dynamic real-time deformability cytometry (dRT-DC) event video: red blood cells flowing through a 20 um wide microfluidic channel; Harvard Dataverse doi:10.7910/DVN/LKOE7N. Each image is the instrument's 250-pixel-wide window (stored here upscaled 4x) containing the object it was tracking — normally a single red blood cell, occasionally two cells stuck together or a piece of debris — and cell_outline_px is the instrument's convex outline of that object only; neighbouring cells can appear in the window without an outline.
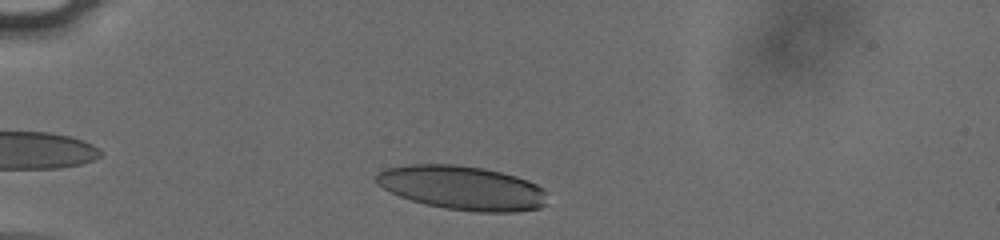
{"species": "human", "species_latin": "Homo sapiens", "temperature_condition": "cold", "stored_images_in_passage": 34, "camera_frame_rate_fps": 3000, "um_per_image_px": 0.085, "donor": {"sex": "male"}, "frame": {"image": 1, "passage_image": 3, "time_ms": 0.667, "image_size_px": [1000, 240], "cell_outline_px": [[548, 204], [540, 208], [516, 212], [476, 212], [444, 208], [424, 204], [400, 196], [376, 184], [376, 176], [384, 168], [408, 164], [456, 164], [480, 168], [500, 172], [516, 176], [528, 180], [536, 184], [548, 192]], "centroid_in_image_um": [39.34, 15.97], "position_along_channel_um": 45.7, "area_um2": 44.22}}
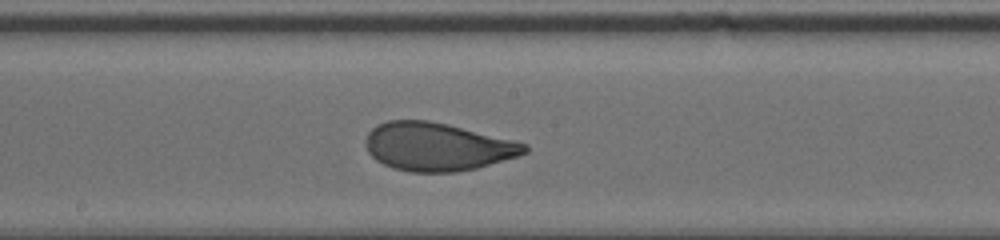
{"frame": {"image": 2, "passage_image": 19, "time_ms": 6.0, "image_size_px": [1000, 240], "cell_outline_px": [[528, 152], [516, 156], [476, 168], [456, 172], [408, 172], [392, 168], [376, 160], [368, 152], [364, 144], [364, 140], [368, 132], [376, 124], [388, 120], [428, 120], [448, 124], [516, 140], [528, 144]], "centroid_in_image_um": [37.14, 12.46], "position_along_channel_um": 211.1, "area_um2": 44.91}}
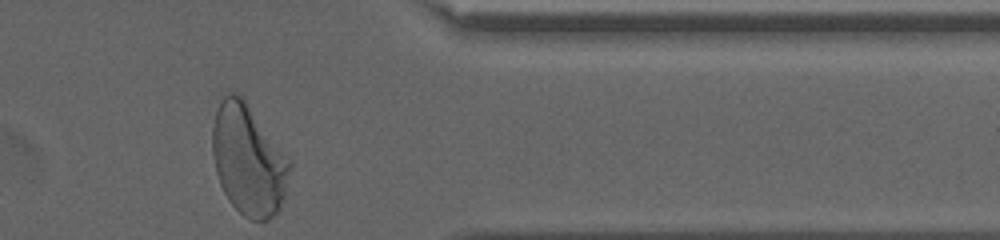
{"frame": {"image": 3, "passage_image": 34, "time_ms": 11.0, "image_size_px": [1000, 240], "cell_outline_px": [[292, 168], [284, 196], [280, 208], [268, 220], [252, 220], [244, 216], [228, 200], [220, 184], [216, 172], [212, 152], [212, 128], [216, 112], [220, 100], [228, 92], [236, 92], [244, 100], [292, 160]], "centroid_in_image_um": [21.13, 13.6], "position_along_channel_um": 390.3, "area_um2": 49.88}, "authors_computed_cell_mechanics": {"area_um2": 44.9395, "velocity_mm_per_s": 3.8013, "shape_relaxation_time_tau1_ms": 4.4511, "shape_relaxation_time_tau2_ms": 0.7338, "deformation_change_tau1": 0.1948, "deformation_change_tau2": 0.0601}}